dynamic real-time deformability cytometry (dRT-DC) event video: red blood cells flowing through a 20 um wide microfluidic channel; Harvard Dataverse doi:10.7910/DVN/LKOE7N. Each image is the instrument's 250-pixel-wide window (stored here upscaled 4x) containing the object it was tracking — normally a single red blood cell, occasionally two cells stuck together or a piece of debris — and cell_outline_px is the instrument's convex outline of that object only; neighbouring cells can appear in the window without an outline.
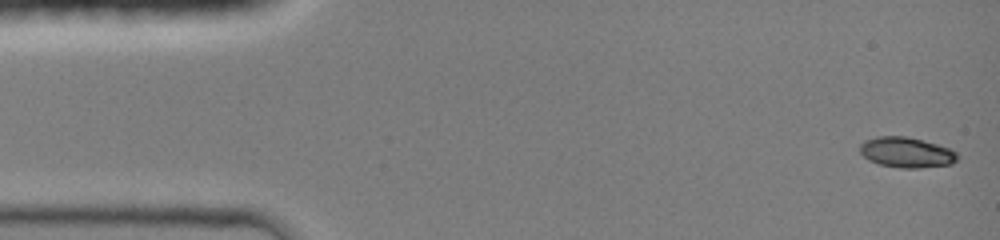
{"species": "common noctule bat (a hibernating species)", "species_latin": "Nyctalus noctula", "temperature_condition": "room temperature", "stored_images_in_passage": 15, "camera_frame_rate_fps": 3000, "um_per_image_px": 0.085, "animal": {"sex": "female", "body_mass_g": 19.0, "forearm_length_mm": 51.5}, "frame": {"image": 1, "passage_image": 1, "time_ms": 0.0, "image_size_px": [1000, 240], "cell_outline_px": [[956, 160], [952, 164], [920, 168], [900, 168], [880, 164], [868, 160], [860, 152], [860, 144], [864, 140], [876, 136], [904, 136], [936, 144], [948, 148], [956, 152]], "centroid_in_image_um": [77.01, 12.96], "position_along_channel_um": 8.0, "area_um2": 17.11}}
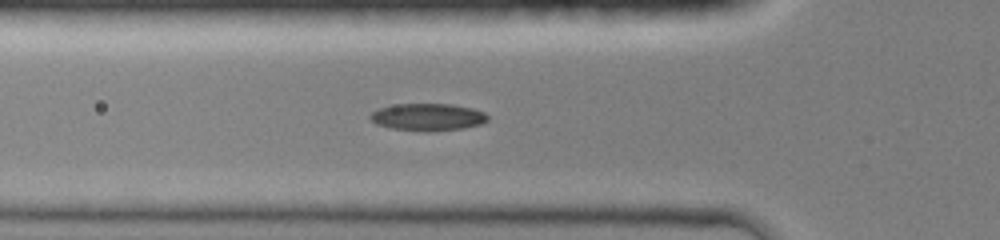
{"frame": {"image": 2, "passage_image": 11, "time_ms": 4.667, "image_size_px": [1000, 240], "cell_outline_px": [[488, 120], [480, 124], [464, 128], [392, 128], [376, 124], [368, 116], [372, 112], [380, 108], [396, 104], [452, 104], [472, 108], [484, 112], [488, 116]], "centroid_in_image_um": [36.37, 9.89], "position_along_channel_um": 89.4, "area_um2": 17.57}}
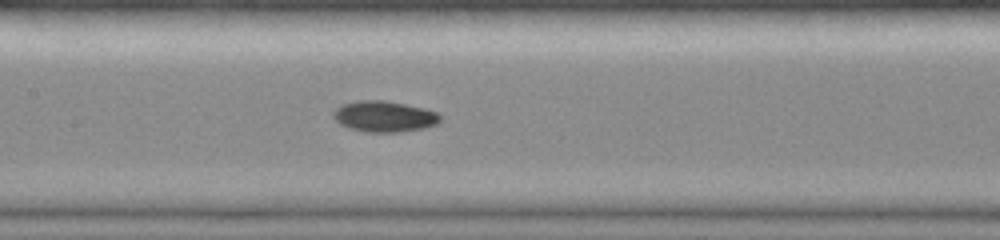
{"frame": {"image": 3, "passage_image": 15, "time_ms": 6.667, "image_size_px": [1000, 240], "cell_outline_px": [[440, 120], [436, 124], [424, 128], [400, 132], [368, 132], [352, 128], [340, 124], [332, 116], [332, 112], [340, 104], [356, 100], [384, 100], [424, 108], [436, 112], [440, 116]], "centroid_in_image_um": [32.63, 9.88], "position_along_channel_um": 174.8, "area_um2": 19.25}}